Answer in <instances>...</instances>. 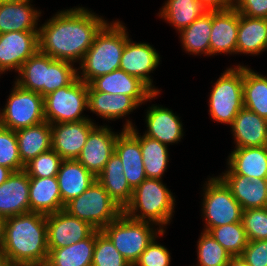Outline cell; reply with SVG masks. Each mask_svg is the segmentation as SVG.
Here are the masks:
<instances>
[{
	"label": "cell",
	"instance_id": "cell-4",
	"mask_svg": "<svg viewBox=\"0 0 267 266\" xmlns=\"http://www.w3.org/2000/svg\"><path fill=\"white\" fill-rule=\"evenodd\" d=\"M175 202L173 193L163 184L162 179L146 178L133 189L123 213L134 220L153 223L165 231L174 216Z\"/></svg>",
	"mask_w": 267,
	"mask_h": 266
},
{
	"label": "cell",
	"instance_id": "cell-29",
	"mask_svg": "<svg viewBox=\"0 0 267 266\" xmlns=\"http://www.w3.org/2000/svg\"><path fill=\"white\" fill-rule=\"evenodd\" d=\"M123 163L120 157L114 152L104 169L96 177V180L103 186L108 195L122 209L130 202L133 189L129 186L123 172Z\"/></svg>",
	"mask_w": 267,
	"mask_h": 266
},
{
	"label": "cell",
	"instance_id": "cell-40",
	"mask_svg": "<svg viewBox=\"0 0 267 266\" xmlns=\"http://www.w3.org/2000/svg\"><path fill=\"white\" fill-rule=\"evenodd\" d=\"M92 266H132L115 248L109 237L96 230Z\"/></svg>",
	"mask_w": 267,
	"mask_h": 266
},
{
	"label": "cell",
	"instance_id": "cell-19",
	"mask_svg": "<svg viewBox=\"0 0 267 266\" xmlns=\"http://www.w3.org/2000/svg\"><path fill=\"white\" fill-rule=\"evenodd\" d=\"M29 186V176L24 170L13 172L0 185L1 220L29 212Z\"/></svg>",
	"mask_w": 267,
	"mask_h": 266
},
{
	"label": "cell",
	"instance_id": "cell-20",
	"mask_svg": "<svg viewBox=\"0 0 267 266\" xmlns=\"http://www.w3.org/2000/svg\"><path fill=\"white\" fill-rule=\"evenodd\" d=\"M41 11L31 0H0V34L11 31H39Z\"/></svg>",
	"mask_w": 267,
	"mask_h": 266
},
{
	"label": "cell",
	"instance_id": "cell-33",
	"mask_svg": "<svg viewBox=\"0 0 267 266\" xmlns=\"http://www.w3.org/2000/svg\"><path fill=\"white\" fill-rule=\"evenodd\" d=\"M212 29V11L198 17L191 25L182 29L180 41L182 49L188 54L210 56V36Z\"/></svg>",
	"mask_w": 267,
	"mask_h": 266
},
{
	"label": "cell",
	"instance_id": "cell-18",
	"mask_svg": "<svg viewBox=\"0 0 267 266\" xmlns=\"http://www.w3.org/2000/svg\"><path fill=\"white\" fill-rule=\"evenodd\" d=\"M148 108L145 115L147 130L143 134L168 146L180 142L184 129L179 116L160 105L153 104Z\"/></svg>",
	"mask_w": 267,
	"mask_h": 266
},
{
	"label": "cell",
	"instance_id": "cell-35",
	"mask_svg": "<svg viewBox=\"0 0 267 266\" xmlns=\"http://www.w3.org/2000/svg\"><path fill=\"white\" fill-rule=\"evenodd\" d=\"M206 12L207 9L198 0H167L158 16L180 32Z\"/></svg>",
	"mask_w": 267,
	"mask_h": 266
},
{
	"label": "cell",
	"instance_id": "cell-8",
	"mask_svg": "<svg viewBox=\"0 0 267 266\" xmlns=\"http://www.w3.org/2000/svg\"><path fill=\"white\" fill-rule=\"evenodd\" d=\"M205 183L201 209L205 221L203 231L242 222L243 209L225 183L218 176L209 177Z\"/></svg>",
	"mask_w": 267,
	"mask_h": 266
},
{
	"label": "cell",
	"instance_id": "cell-30",
	"mask_svg": "<svg viewBox=\"0 0 267 266\" xmlns=\"http://www.w3.org/2000/svg\"><path fill=\"white\" fill-rule=\"evenodd\" d=\"M267 50V19L239 14L236 54L259 55Z\"/></svg>",
	"mask_w": 267,
	"mask_h": 266
},
{
	"label": "cell",
	"instance_id": "cell-13",
	"mask_svg": "<svg viewBox=\"0 0 267 266\" xmlns=\"http://www.w3.org/2000/svg\"><path fill=\"white\" fill-rule=\"evenodd\" d=\"M160 55L156 49L149 43H136L129 38L122 52L120 60V69L127 74L139 78L144 82L154 93H160L152 83L151 71L160 65Z\"/></svg>",
	"mask_w": 267,
	"mask_h": 266
},
{
	"label": "cell",
	"instance_id": "cell-42",
	"mask_svg": "<svg viewBox=\"0 0 267 266\" xmlns=\"http://www.w3.org/2000/svg\"><path fill=\"white\" fill-rule=\"evenodd\" d=\"M62 160L53 149H50L26 163L24 171L29 177H56Z\"/></svg>",
	"mask_w": 267,
	"mask_h": 266
},
{
	"label": "cell",
	"instance_id": "cell-45",
	"mask_svg": "<svg viewBox=\"0 0 267 266\" xmlns=\"http://www.w3.org/2000/svg\"><path fill=\"white\" fill-rule=\"evenodd\" d=\"M240 256L248 266H267V240L248 241Z\"/></svg>",
	"mask_w": 267,
	"mask_h": 266
},
{
	"label": "cell",
	"instance_id": "cell-11",
	"mask_svg": "<svg viewBox=\"0 0 267 266\" xmlns=\"http://www.w3.org/2000/svg\"><path fill=\"white\" fill-rule=\"evenodd\" d=\"M39 50V31H11L0 34V74L19 72Z\"/></svg>",
	"mask_w": 267,
	"mask_h": 266
},
{
	"label": "cell",
	"instance_id": "cell-26",
	"mask_svg": "<svg viewBox=\"0 0 267 266\" xmlns=\"http://www.w3.org/2000/svg\"><path fill=\"white\" fill-rule=\"evenodd\" d=\"M56 177L64 205L96 181V177L76 159L62 160Z\"/></svg>",
	"mask_w": 267,
	"mask_h": 266
},
{
	"label": "cell",
	"instance_id": "cell-47",
	"mask_svg": "<svg viewBox=\"0 0 267 266\" xmlns=\"http://www.w3.org/2000/svg\"><path fill=\"white\" fill-rule=\"evenodd\" d=\"M207 11H221L233 7L234 0H198Z\"/></svg>",
	"mask_w": 267,
	"mask_h": 266
},
{
	"label": "cell",
	"instance_id": "cell-43",
	"mask_svg": "<svg viewBox=\"0 0 267 266\" xmlns=\"http://www.w3.org/2000/svg\"><path fill=\"white\" fill-rule=\"evenodd\" d=\"M242 224L248 241L267 240V207L243 210Z\"/></svg>",
	"mask_w": 267,
	"mask_h": 266
},
{
	"label": "cell",
	"instance_id": "cell-31",
	"mask_svg": "<svg viewBox=\"0 0 267 266\" xmlns=\"http://www.w3.org/2000/svg\"><path fill=\"white\" fill-rule=\"evenodd\" d=\"M22 163L52 149L51 124L47 121L15 131Z\"/></svg>",
	"mask_w": 267,
	"mask_h": 266
},
{
	"label": "cell",
	"instance_id": "cell-12",
	"mask_svg": "<svg viewBox=\"0 0 267 266\" xmlns=\"http://www.w3.org/2000/svg\"><path fill=\"white\" fill-rule=\"evenodd\" d=\"M48 250L69 246L88 238L96 229L89 223L60 210L46 215Z\"/></svg>",
	"mask_w": 267,
	"mask_h": 266
},
{
	"label": "cell",
	"instance_id": "cell-9",
	"mask_svg": "<svg viewBox=\"0 0 267 266\" xmlns=\"http://www.w3.org/2000/svg\"><path fill=\"white\" fill-rule=\"evenodd\" d=\"M88 84L77 78L71 85L44 97V117L50 124L92 120L82 115L88 110Z\"/></svg>",
	"mask_w": 267,
	"mask_h": 266
},
{
	"label": "cell",
	"instance_id": "cell-17",
	"mask_svg": "<svg viewBox=\"0 0 267 266\" xmlns=\"http://www.w3.org/2000/svg\"><path fill=\"white\" fill-rule=\"evenodd\" d=\"M238 25L239 13L234 7L212 11L210 56L236 54Z\"/></svg>",
	"mask_w": 267,
	"mask_h": 266
},
{
	"label": "cell",
	"instance_id": "cell-44",
	"mask_svg": "<svg viewBox=\"0 0 267 266\" xmlns=\"http://www.w3.org/2000/svg\"><path fill=\"white\" fill-rule=\"evenodd\" d=\"M166 231H162L155 237L148 247L141 253L139 260L134 266H170L171 253L164 246L159 244L156 239L163 236Z\"/></svg>",
	"mask_w": 267,
	"mask_h": 266
},
{
	"label": "cell",
	"instance_id": "cell-15",
	"mask_svg": "<svg viewBox=\"0 0 267 266\" xmlns=\"http://www.w3.org/2000/svg\"><path fill=\"white\" fill-rule=\"evenodd\" d=\"M96 126L92 120L51 124L52 149L63 160H75Z\"/></svg>",
	"mask_w": 267,
	"mask_h": 266
},
{
	"label": "cell",
	"instance_id": "cell-50",
	"mask_svg": "<svg viewBox=\"0 0 267 266\" xmlns=\"http://www.w3.org/2000/svg\"><path fill=\"white\" fill-rule=\"evenodd\" d=\"M0 266H12L7 256L0 249Z\"/></svg>",
	"mask_w": 267,
	"mask_h": 266
},
{
	"label": "cell",
	"instance_id": "cell-46",
	"mask_svg": "<svg viewBox=\"0 0 267 266\" xmlns=\"http://www.w3.org/2000/svg\"><path fill=\"white\" fill-rule=\"evenodd\" d=\"M233 7L241 15L267 19V0H234Z\"/></svg>",
	"mask_w": 267,
	"mask_h": 266
},
{
	"label": "cell",
	"instance_id": "cell-21",
	"mask_svg": "<svg viewBox=\"0 0 267 266\" xmlns=\"http://www.w3.org/2000/svg\"><path fill=\"white\" fill-rule=\"evenodd\" d=\"M227 170L220 175H244L267 179V146L234 148L227 159Z\"/></svg>",
	"mask_w": 267,
	"mask_h": 266
},
{
	"label": "cell",
	"instance_id": "cell-22",
	"mask_svg": "<svg viewBox=\"0 0 267 266\" xmlns=\"http://www.w3.org/2000/svg\"><path fill=\"white\" fill-rule=\"evenodd\" d=\"M115 152L123 163L129 186L135 189L147 178L139 140L128 129L122 128L117 136Z\"/></svg>",
	"mask_w": 267,
	"mask_h": 266
},
{
	"label": "cell",
	"instance_id": "cell-28",
	"mask_svg": "<svg viewBox=\"0 0 267 266\" xmlns=\"http://www.w3.org/2000/svg\"><path fill=\"white\" fill-rule=\"evenodd\" d=\"M29 212L49 215L63 210L57 177H29Z\"/></svg>",
	"mask_w": 267,
	"mask_h": 266
},
{
	"label": "cell",
	"instance_id": "cell-10",
	"mask_svg": "<svg viewBox=\"0 0 267 266\" xmlns=\"http://www.w3.org/2000/svg\"><path fill=\"white\" fill-rule=\"evenodd\" d=\"M4 107L0 110V126L13 131L46 121L44 98L39 93L21 88L15 82Z\"/></svg>",
	"mask_w": 267,
	"mask_h": 266
},
{
	"label": "cell",
	"instance_id": "cell-23",
	"mask_svg": "<svg viewBox=\"0 0 267 266\" xmlns=\"http://www.w3.org/2000/svg\"><path fill=\"white\" fill-rule=\"evenodd\" d=\"M243 210L267 207V179L244 175H218Z\"/></svg>",
	"mask_w": 267,
	"mask_h": 266
},
{
	"label": "cell",
	"instance_id": "cell-6",
	"mask_svg": "<svg viewBox=\"0 0 267 266\" xmlns=\"http://www.w3.org/2000/svg\"><path fill=\"white\" fill-rule=\"evenodd\" d=\"M209 115L218 123L232 125L243 106V64L227 68L213 84Z\"/></svg>",
	"mask_w": 267,
	"mask_h": 266
},
{
	"label": "cell",
	"instance_id": "cell-34",
	"mask_svg": "<svg viewBox=\"0 0 267 266\" xmlns=\"http://www.w3.org/2000/svg\"><path fill=\"white\" fill-rule=\"evenodd\" d=\"M243 106L267 120V76L244 65Z\"/></svg>",
	"mask_w": 267,
	"mask_h": 266
},
{
	"label": "cell",
	"instance_id": "cell-49",
	"mask_svg": "<svg viewBox=\"0 0 267 266\" xmlns=\"http://www.w3.org/2000/svg\"><path fill=\"white\" fill-rule=\"evenodd\" d=\"M227 266H248L241 256H232Z\"/></svg>",
	"mask_w": 267,
	"mask_h": 266
},
{
	"label": "cell",
	"instance_id": "cell-3",
	"mask_svg": "<svg viewBox=\"0 0 267 266\" xmlns=\"http://www.w3.org/2000/svg\"><path fill=\"white\" fill-rule=\"evenodd\" d=\"M128 39L127 27L122 21L107 22L79 64L78 78L89 85L95 78L120 69L122 52Z\"/></svg>",
	"mask_w": 267,
	"mask_h": 266
},
{
	"label": "cell",
	"instance_id": "cell-16",
	"mask_svg": "<svg viewBox=\"0 0 267 266\" xmlns=\"http://www.w3.org/2000/svg\"><path fill=\"white\" fill-rule=\"evenodd\" d=\"M90 85L99 92L131 96L140 105L159 95V93H154L139 78L127 74L122 69L97 77Z\"/></svg>",
	"mask_w": 267,
	"mask_h": 266
},
{
	"label": "cell",
	"instance_id": "cell-25",
	"mask_svg": "<svg viewBox=\"0 0 267 266\" xmlns=\"http://www.w3.org/2000/svg\"><path fill=\"white\" fill-rule=\"evenodd\" d=\"M88 110L105 120L122 119L140 104L131 96L96 91L88 85ZM126 115V116H125Z\"/></svg>",
	"mask_w": 267,
	"mask_h": 266
},
{
	"label": "cell",
	"instance_id": "cell-2",
	"mask_svg": "<svg viewBox=\"0 0 267 266\" xmlns=\"http://www.w3.org/2000/svg\"><path fill=\"white\" fill-rule=\"evenodd\" d=\"M0 249L12 266H45L49 253L46 215L30 211L2 220Z\"/></svg>",
	"mask_w": 267,
	"mask_h": 266
},
{
	"label": "cell",
	"instance_id": "cell-36",
	"mask_svg": "<svg viewBox=\"0 0 267 266\" xmlns=\"http://www.w3.org/2000/svg\"><path fill=\"white\" fill-rule=\"evenodd\" d=\"M47 77L48 55L38 50L22 65L14 82L23 89L39 93L44 98Z\"/></svg>",
	"mask_w": 267,
	"mask_h": 266
},
{
	"label": "cell",
	"instance_id": "cell-38",
	"mask_svg": "<svg viewBox=\"0 0 267 266\" xmlns=\"http://www.w3.org/2000/svg\"><path fill=\"white\" fill-rule=\"evenodd\" d=\"M197 243V266H227L232 255L210 233L202 231Z\"/></svg>",
	"mask_w": 267,
	"mask_h": 266
},
{
	"label": "cell",
	"instance_id": "cell-39",
	"mask_svg": "<svg viewBox=\"0 0 267 266\" xmlns=\"http://www.w3.org/2000/svg\"><path fill=\"white\" fill-rule=\"evenodd\" d=\"M73 63L57 60L48 56L47 86H44V97L60 89L71 85L78 78V70Z\"/></svg>",
	"mask_w": 267,
	"mask_h": 266
},
{
	"label": "cell",
	"instance_id": "cell-48",
	"mask_svg": "<svg viewBox=\"0 0 267 266\" xmlns=\"http://www.w3.org/2000/svg\"><path fill=\"white\" fill-rule=\"evenodd\" d=\"M13 171L7 167L0 165V185L6 181L11 175Z\"/></svg>",
	"mask_w": 267,
	"mask_h": 266
},
{
	"label": "cell",
	"instance_id": "cell-27",
	"mask_svg": "<svg viewBox=\"0 0 267 266\" xmlns=\"http://www.w3.org/2000/svg\"><path fill=\"white\" fill-rule=\"evenodd\" d=\"M134 126L130 119H126L123 129H128L139 140L146 177L162 179L169 163L168 146L144 134L139 135Z\"/></svg>",
	"mask_w": 267,
	"mask_h": 266
},
{
	"label": "cell",
	"instance_id": "cell-7",
	"mask_svg": "<svg viewBox=\"0 0 267 266\" xmlns=\"http://www.w3.org/2000/svg\"><path fill=\"white\" fill-rule=\"evenodd\" d=\"M64 210L89 223L96 230H102L123 213V209L97 180L81 195L66 203Z\"/></svg>",
	"mask_w": 267,
	"mask_h": 266
},
{
	"label": "cell",
	"instance_id": "cell-14",
	"mask_svg": "<svg viewBox=\"0 0 267 266\" xmlns=\"http://www.w3.org/2000/svg\"><path fill=\"white\" fill-rule=\"evenodd\" d=\"M117 136L118 133L113 132L108 125L97 124L89 133L76 160L97 177L115 152Z\"/></svg>",
	"mask_w": 267,
	"mask_h": 266
},
{
	"label": "cell",
	"instance_id": "cell-41",
	"mask_svg": "<svg viewBox=\"0 0 267 266\" xmlns=\"http://www.w3.org/2000/svg\"><path fill=\"white\" fill-rule=\"evenodd\" d=\"M0 165L13 172L24 170L15 131L0 126Z\"/></svg>",
	"mask_w": 267,
	"mask_h": 266
},
{
	"label": "cell",
	"instance_id": "cell-1",
	"mask_svg": "<svg viewBox=\"0 0 267 266\" xmlns=\"http://www.w3.org/2000/svg\"><path fill=\"white\" fill-rule=\"evenodd\" d=\"M106 23L85 7L58 11L39 27V50L54 59L80 64Z\"/></svg>",
	"mask_w": 267,
	"mask_h": 266
},
{
	"label": "cell",
	"instance_id": "cell-24",
	"mask_svg": "<svg viewBox=\"0 0 267 266\" xmlns=\"http://www.w3.org/2000/svg\"><path fill=\"white\" fill-rule=\"evenodd\" d=\"M235 148L267 146V120L242 108L232 123Z\"/></svg>",
	"mask_w": 267,
	"mask_h": 266
},
{
	"label": "cell",
	"instance_id": "cell-37",
	"mask_svg": "<svg viewBox=\"0 0 267 266\" xmlns=\"http://www.w3.org/2000/svg\"><path fill=\"white\" fill-rule=\"evenodd\" d=\"M208 233L232 256H240L248 243L242 222L213 227Z\"/></svg>",
	"mask_w": 267,
	"mask_h": 266
},
{
	"label": "cell",
	"instance_id": "cell-5",
	"mask_svg": "<svg viewBox=\"0 0 267 266\" xmlns=\"http://www.w3.org/2000/svg\"><path fill=\"white\" fill-rule=\"evenodd\" d=\"M154 225L150 222L134 220L122 213L102 231L109 237L121 255L134 266L141 253L163 231L159 227L154 228Z\"/></svg>",
	"mask_w": 267,
	"mask_h": 266
},
{
	"label": "cell",
	"instance_id": "cell-32",
	"mask_svg": "<svg viewBox=\"0 0 267 266\" xmlns=\"http://www.w3.org/2000/svg\"><path fill=\"white\" fill-rule=\"evenodd\" d=\"M96 230L86 239L49 250L45 266H92Z\"/></svg>",
	"mask_w": 267,
	"mask_h": 266
}]
</instances>
